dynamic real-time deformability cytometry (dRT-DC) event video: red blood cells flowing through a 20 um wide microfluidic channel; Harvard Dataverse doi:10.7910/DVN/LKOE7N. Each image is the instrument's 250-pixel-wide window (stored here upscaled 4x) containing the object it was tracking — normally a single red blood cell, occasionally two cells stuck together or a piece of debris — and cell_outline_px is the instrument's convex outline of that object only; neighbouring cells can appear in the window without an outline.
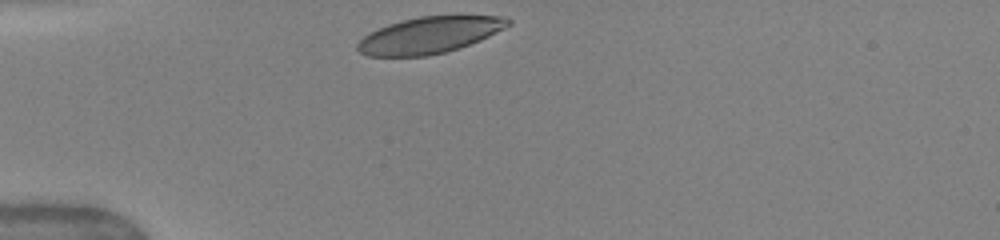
{"species": "human", "species_latin": "Homo sapiens", "temperature_condition": "warm", "stored_images_in_passage": 16, "camera_frame_rate_fps": 3000, "um_per_image_px": 0.085, "donor": {"sex": "female"}, "frame": {"image": 1, "passage_image": 1, "time_ms": 0.0, "image_size_px": [1000, 240], "cell_outline_px": [[512, 24], [480, 40], [460, 48], [428, 56], [368, 56], [360, 52], [356, 48], [356, 44], [368, 32], [376, 28], [388, 24], [420, 16], [508, 16], [512, 20]], "centroid_in_image_um": [36.5, 2.98], "position_along_channel_um": 48.5, "area_um2": 32.02}}